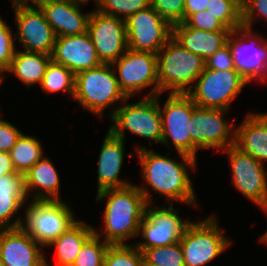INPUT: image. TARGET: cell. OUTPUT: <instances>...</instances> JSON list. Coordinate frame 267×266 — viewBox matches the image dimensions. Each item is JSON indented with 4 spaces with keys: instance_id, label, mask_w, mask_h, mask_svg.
<instances>
[{
    "instance_id": "cell-30",
    "label": "cell",
    "mask_w": 267,
    "mask_h": 266,
    "mask_svg": "<svg viewBox=\"0 0 267 266\" xmlns=\"http://www.w3.org/2000/svg\"><path fill=\"white\" fill-rule=\"evenodd\" d=\"M206 10L231 31L242 25L241 0H210Z\"/></svg>"
},
{
    "instance_id": "cell-4",
    "label": "cell",
    "mask_w": 267,
    "mask_h": 266,
    "mask_svg": "<svg viewBox=\"0 0 267 266\" xmlns=\"http://www.w3.org/2000/svg\"><path fill=\"white\" fill-rule=\"evenodd\" d=\"M74 99L101 117L107 106L116 101L126 102L129 97L120 89L113 66L102 64L75 75Z\"/></svg>"
},
{
    "instance_id": "cell-44",
    "label": "cell",
    "mask_w": 267,
    "mask_h": 266,
    "mask_svg": "<svg viewBox=\"0 0 267 266\" xmlns=\"http://www.w3.org/2000/svg\"><path fill=\"white\" fill-rule=\"evenodd\" d=\"M261 243H265L267 244V231L262 235V237L260 238Z\"/></svg>"
},
{
    "instance_id": "cell-27",
    "label": "cell",
    "mask_w": 267,
    "mask_h": 266,
    "mask_svg": "<svg viewBox=\"0 0 267 266\" xmlns=\"http://www.w3.org/2000/svg\"><path fill=\"white\" fill-rule=\"evenodd\" d=\"M51 61V55L45 53L16 51L6 72L14 73L24 85L29 87L41 83Z\"/></svg>"
},
{
    "instance_id": "cell-17",
    "label": "cell",
    "mask_w": 267,
    "mask_h": 266,
    "mask_svg": "<svg viewBox=\"0 0 267 266\" xmlns=\"http://www.w3.org/2000/svg\"><path fill=\"white\" fill-rule=\"evenodd\" d=\"M14 14L21 45L27 52H41L51 55L56 34L47 22L39 6H15Z\"/></svg>"
},
{
    "instance_id": "cell-21",
    "label": "cell",
    "mask_w": 267,
    "mask_h": 266,
    "mask_svg": "<svg viewBox=\"0 0 267 266\" xmlns=\"http://www.w3.org/2000/svg\"><path fill=\"white\" fill-rule=\"evenodd\" d=\"M124 147V140L114 136L108 130L98 160L97 193L105 189L123 188L132 184L119 179L125 153Z\"/></svg>"
},
{
    "instance_id": "cell-19",
    "label": "cell",
    "mask_w": 267,
    "mask_h": 266,
    "mask_svg": "<svg viewBox=\"0 0 267 266\" xmlns=\"http://www.w3.org/2000/svg\"><path fill=\"white\" fill-rule=\"evenodd\" d=\"M41 247L20 227L0 229V257L3 266H45Z\"/></svg>"
},
{
    "instance_id": "cell-15",
    "label": "cell",
    "mask_w": 267,
    "mask_h": 266,
    "mask_svg": "<svg viewBox=\"0 0 267 266\" xmlns=\"http://www.w3.org/2000/svg\"><path fill=\"white\" fill-rule=\"evenodd\" d=\"M232 168L233 186L267 212V170L263 163L234 145L225 149Z\"/></svg>"
},
{
    "instance_id": "cell-26",
    "label": "cell",
    "mask_w": 267,
    "mask_h": 266,
    "mask_svg": "<svg viewBox=\"0 0 267 266\" xmlns=\"http://www.w3.org/2000/svg\"><path fill=\"white\" fill-rule=\"evenodd\" d=\"M95 233L91 225L78 220L48 246H54L57 251V261L54 266H72L84 243ZM45 266H50L45 258Z\"/></svg>"
},
{
    "instance_id": "cell-23",
    "label": "cell",
    "mask_w": 267,
    "mask_h": 266,
    "mask_svg": "<svg viewBox=\"0 0 267 266\" xmlns=\"http://www.w3.org/2000/svg\"><path fill=\"white\" fill-rule=\"evenodd\" d=\"M235 130V144L257 161H267V113H249Z\"/></svg>"
},
{
    "instance_id": "cell-5",
    "label": "cell",
    "mask_w": 267,
    "mask_h": 266,
    "mask_svg": "<svg viewBox=\"0 0 267 266\" xmlns=\"http://www.w3.org/2000/svg\"><path fill=\"white\" fill-rule=\"evenodd\" d=\"M25 210L26 226L22 220L19 227L42 247H48L78 221L61 200L33 199Z\"/></svg>"
},
{
    "instance_id": "cell-20",
    "label": "cell",
    "mask_w": 267,
    "mask_h": 266,
    "mask_svg": "<svg viewBox=\"0 0 267 266\" xmlns=\"http://www.w3.org/2000/svg\"><path fill=\"white\" fill-rule=\"evenodd\" d=\"M82 0H46L39 5L57 37L80 35L87 32L91 13L80 11Z\"/></svg>"
},
{
    "instance_id": "cell-8",
    "label": "cell",
    "mask_w": 267,
    "mask_h": 266,
    "mask_svg": "<svg viewBox=\"0 0 267 266\" xmlns=\"http://www.w3.org/2000/svg\"><path fill=\"white\" fill-rule=\"evenodd\" d=\"M246 84L236 70L204 68L194 84V91L191 89L187 95L198 107L228 110L232 100Z\"/></svg>"
},
{
    "instance_id": "cell-2",
    "label": "cell",
    "mask_w": 267,
    "mask_h": 266,
    "mask_svg": "<svg viewBox=\"0 0 267 266\" xmlns=\"http://www.w3.org/2000/svg\"><path fill=\"white\" fill-rule=\"evenodd\" d=\"M137 156L142 166L144 182L158 193L165 196L168 201H180L187 204H196V196L192 187L187 168L195 169L196 159L187 154L180 153L183 163L162 156L145 147H137ZM170 199V200H169Z\"/></svg>"
},
{
    "instance_id": "cell-22",
    "label": "cell",
    "mask_w": 267,
    "mask_h": 266,
    "mask_svg": "<svg viewBox=\"0 0 267 266\" xmlns=\"http://www.w3.org/2000/svg\"><path fill=\"white\" fill-rule=\"evenodd\" d=\"M230 32L231 30L208 32L187 27L183 23L172 26V38L193 54L201 56L205 61L227 44Z\"/></svg>"
},
{
    "instance_id": "cell-7",
    "label": "cell",
    "mask_w": 267,
    "mask_h": 266,
    "mask_svg": "<svg viewBox=\"0 0 267 266\" xmlns=\"http://www.w3.org/2000/svg\"><path fill=\"white\" fill-rule=\"evenodd\" d=\"M179 242L185 266H203L223 253L231 243L222 234L214 216L199 223L191 222Z\"/></svg>"
},
{
    "instance_id": "cell-46",
    "label": "cell",
    "mask_w": 267,
    "mask_h": 266,
    "mask_svg": "<svg viewBox=\"0 0 267 266\" xmlns=\"http://www.w3.org/2000/svg\"><path fill=\"white\" fill-rule=\"evenodd\" d=\"M0 266H3V263H2L1 257H0Z\"/></svg>"
},
{
    "instance_id": "cell-28",
    "label": "cell",
    "mask_w": 267,
    "mask_h": 266,
    "mask_svg": "<svg viewBox=\"0 0 267 266\" xmlns=\"http://www.w3.org/2000/svg\"><path fill=\"white\" fill-rule=\"evenodd\" d=\"M9 154L15 171L25 175L43 157V149L37 138L22 134Z\"/></svg>"
},
{
    "instance_id": "cell-6",
    "label": "cell",
    "mask_w": 267,
    "mask_h": 266,
    "mask_svg": "<svg viewBox=\"0 0 267 266\" xmlns=\"http://www.w3.org/2000/svg\"><path fill=\"white\" fill-rule=\"evenodd\" d=\"M157 96L145 97L137 103L124 104L109 113V131L124 140L125 131L161 143L162 117Z\"/></svg>"
},
{
    "instance_id": "cell-25",
    "label": "cell",
    "mask_w": 267,
    "mask_h": 266,
    "mask_svg": "<svg viewBox=\"0 0 267 266\" xmlns=\"http://www.w3.org/2000/svg\"><path fill=\"white\" fill-rule=\"evenodd\" d=\"M24 184L27 196L30 191H36L34 200H61L59 174L49 158L43 156L27 171L24 175Z\"/></svg>"
},
{
    "instance_id": "cell-47",
    "label": "cell",
    "mask_w": 267,
    "mask_h": 266,
    "mask_svg": "<svg viewBox=\"0 0 267 266\" xmlns=\"http://www.w3.org/2000/svg\"><path fill=\"white\" fill-rule=\"evenodd\" d=\"M143 266H151V265H149V264H146V263L144 262Z\"/></svg>"
},
{
    "instance_id": "cell-41",
    "label": "cell",
    "mask_w": 267,
    "mask_h": 266,
    "mask_svg": "<svg viewBox=\"0 0 267 266\" xmlns=\"http://www.w3.org/2000/svg\"><path fill=\"white\" fill-rule=\"evenodd\" d=\"M210 0H185L184 20L191 14L205 11Z\"/></svg>"
},
{
    "instance_id": "cell-13",
    "label": "cell",
    "mask_w": 267,
    "mask_h": 266,
    "mask_svg": "<svg viewBox=\"0 0 267 266\" xmlns=\"http://www.w3.org/2000/svg\"><path fill=\"white\" fill-rule=\"evenodd\" d=\"M128 49L158 53L172 37V25L150 5L125 20Z\"/></svg>"
},
{
    "instance_id": "cell-12",
    "label": "cell",
    "mask_w": 267,
    "mask_h": 266,
    "mask_svg": "<svg viewBox=\"0 0 267 266\" xmlns=\"http://www.w3.org/2000/svg\"><path fill=\"white\" fill-rule=\"evenodd\" d=\"M146 204L144 217L139 225V233L144 238V242H138L136 247L143 252L145 249L153 247L167 246L180 241L187 226L191 223L183 221L178 216V210H174L172 205L163 207H150Z\"/></svg>"
},
{
    "instance_id": "cell-3",
    "label": "cell",
    "mask_w": 267,
    "mask_h": 266,
    "mask_svg": "<svg viewBox=\"0 0 267 266\" xmlns=\"http://www.w3.org/2000/svg\"><path fill=\"white\" fill-rule=\"evenodd\" d=\"M157 59L159 95L168 89L169 93L187 94L205 68L201 56L182 47L172 37L157 53Z\"/></svg>"
},
{
    "instance_id": "cell-38",
    "label": "cell",
    "mask_w": 267,
    "mask_h": 266,
    "mask_svg": "<svg viewBox=\"0 0 267 266\" xmlns=\"http://www.w3.org/2000/svg\"><path fill=\"white\" fill-rule=\"evenodd\" d=\"M241 4L242 25L251 28L256 13L262 15L267 20V0H241Z\"/></svg>"
},
{
    "instance_id": "cell-42",
    "label": "cell",
    "mask_w": 267,
    "mask_h": 266,
    "mask_svg": "<svg viewBox=\"0 0 267 266\" xmlns=\"http://www.w3.org/2000/svg\"><path fill=\"white\" fill-rule=\"evenodd\" d=\"M5 174H20L17 173L13 167L10 154L8 152L0 151V176Z\"/></svg>"
},
{
    "instance_id": "cell-11",
    "label": "cell",
    "mask_w": 267,
    "mask_h": 266,
    "mask_svg": "<svg viewBox=\"0 0 267 266\" xmlns=\"http://www.w3.org/2000/svg\"><path fill=\"white\" fill-rule=\"evenodd\" d=\"M251 29L250 27L240 25L230 32L227 39L235 70L247 83L258 78L265 81L267 78V39L262 38L259 34L252 33ZM236 34L240 37H236ZM257 40H259L258 42L261 41V43L256 44L258 43ZM251 45L252 47L250 48Z\"/></svg>"
},
{
    "instance_id": "cell-43",
    "label": "cell",
    "mask_w": 267,
    "mask_h": 266,
    "mask_svg": "<svg viewBox=\"0 0 267 266\" xmlns=\"http://www.w3.org/2000/svg\"><path fill=\"white\" fill-rule=\"evenodd\" d=\"M32 5L39 6L41 3L45 2L46 0H31ZM29 0H12L13 7L15 6H29Z\"/></svg>"
},
{
    "instance_id": "cell-1",
    "label": "cell",
    "mask_w": 267,
    "mask_h": 266,
    "mask_svg": "<svg viewBox=\"0 0 267 266\" xmlns=\"http://www.w3.org/2000/svg\"><path fill=\"white\" fill-rule=\"evenodd\" d=\"M151 196L144 186L129 185L105 189L97 193L96 200H106L104 214V241L110 245H126V239L139 234L146 204Z\"/></svg>"
},
{
    "instance_id": "cell-39",
    "label": "cell",
    "mask_w": 267,
    "mask_h": 266,
    "mask_svg": "<svg viewBox=\"0 0 267 266\" xmlns=\"http://www.w3.org/2000/svg\"><path fill=\"white\" fill-rule=\"evenodd\" d=\"M205 68L213 70H235L229 45L226 44L210 56L205 61Z\"/></svg>"
},
{
    "instance_id": "cell-45",
    "label": "cell",
    "mask_w": 267,
    "mask_h": 266,
    "mask_svg": "<svg viewBox=\"0 0 267 266\" xmlns=\"http://www.w3.org/2000/svg\"><path fill=\"white\" fill-rule=\"evenodd\" d=\"M3 72H4V71L0 68V85H1V81H2V79H3V78L1 77V74H3Z\"/></svg>"
},
{
    "instance_id": "cell-32",
    "label": "cell",
    "mask_w": 267,
    "mask_h": 266,
    "mask_svg": "<svg viewBox=\"0 0 267 266\" xmlns=\"http://www.w3.org/2000/svg\"><path fill=\"white\" fill-rule=\"evenodd\" d=\"M100 238L101 234L95 230L82 246L72 266H104L105 254L110 244Z\"/></svg>"
},
{
    "instance_id": "cell-35",
    "label": "cell",
    "mask_w": 267,
    "mask_h": 266,
    "mask_svg": "<svg viewBox=\"0 0 267 266\" xmlns=\"http://www.w3.org/2000/svg\"><path fill=\"white\" fill-rule=\"evenodd\" d=\"M185 0H151L153 9L172 26L184 21Z\"/></svg>"
},
{
    "instance_id": "cell-33",
    "label": "cell",
    "mask_w": 267,
    "mask_h": 266,
    "mask_svg": "<svg viewBox=\"0 0 267 266\" xmlns=\"http://www.w3.org/2000/svg\"><path fill=\"white\" fill-rule=\"evenodd\" d=\"M96 5V10L99 12L120 19L122 15L123 20H126L131 15L149 7L151 0H96Z\"/></svg>"
},
{
    "instance_id": "cell-31",
    "label": "cell",
    "mask_w": 267,
    "mask_h": 266,
    "mask_svg": "<svg viewBox=\"0 0 267 266\" xmlns=\"http://www.w3.org/2000/svg\"><path fill=\"white\" fill-rule=\"evenodd\" d=\"M144 262L151 266H185L180 242L145 249Z\"/></svg>"
},
{
    "instance_id": "cell-9",
    "label": "cell",
    "mask_w": 267,
    "mask_h": 266,
    "mask_svg": "<svg viewBox=\"0 0 267 266\" xmlns=\"http://www.w3.org/2000/svg\"><path fill=\"white\" fill-rule=\"evenodd\" d=\"M112 66L119 74L116 76L120 89L127 97L130 98L136 95L139 90L150 86L153 88L147 97L159 95L156 53L128 49Z\"/></svg>"
},
{
    "instance_id": "cell-36",
    "label": "cell",
    "mask_w": 267,
    "mask_h": 266,
    "mask_svg": "<svg viewBox=\"0 0 267 266\" xmlns=\"http://www.w3.org/2000/svg\"><path fill=\"white\" fill-rule=\"evenodd\" d=\"M15 36H13L9 25L0 17V68L6 72L16 52Z\"/></svg>"
},
{
    "instance_id": "cell-18",
    "label": "cell",
    "mask_w": 267,
    "mask_h": 266,
    "mask_svg": "<svg viewBox=\"0 0 267 266\" xmlns=\"http://www.w3.org/2000/svg\"><path fill=\"white\" fill-rule=\"evenodd\" d=\"M51 59L54 63L65 66L75 75L102 65L88 32L57 37Z\"/></svg>"
},
{
    "instance_id": "cell-24",
    "label": "cell",
    "mask_w": 267,
    "mask_h": 266,
    "mask_svg": "<svg viewBox=\"0 0 267 266\" xmlns=\"http://www.w3.org/2000/svg\"><path fill=\"white\" fill-rule=\"evenodd\" d=\"M27 200L24 175L5 174L0 176V229L18 228L22 219L10 222Z\"/></svg>"
},
{
    "instance_id": "cell-29",
    "label": "cell",
    "mask_w": 267,
    "mask_h": 266,
    "mask_svg": "<svg viewBox=\"0 0 267 266\" xmlns=\"http://www.w3.org/2000/svg\"><path fill=\"white\" fill-rule=\"evenodd\" d=\"M40 86L47 93L66 91L74 97L75 74L63 65L51 61Z\"/></svg>"
},
{
    "instance_id": "cell-16",
    "label": "cell",
    "mask_w": 267,
    "mask_h": 266,
    "mask_svg": "<svg viewBox=\"0 0 267 266\" xmlns=\"http://www.w3.org/2000/svg\"><path fill=\"white\" fill-rule=\"evenodd\" d=\"M88 34L102 64H113L127 50L125 20L92 11L88 22Z\"/></svg>"
},
{
    "instance_id": "cell-34",
    "label": "cell",
    "mask_w": 267,
    "mask_h": 266,
    "mask_svg": "<svg viewBox=\"0 0 267 266\" xmlns=\"http://www.w3.org/2000/svg\"><path fill=\"white\" fill-rule=\"evenodd\" d=\"M142 252L128 243L126 245H110L104 258V266H143Z\"/></svg>"
},
{
    "instance_id": "cell-10",
    "label": "cell",
    "mask_w": 267,
    "mask_h": 266,
    "mask_svg": "<svg viewBox=\"0 0 267 266\" xmlns=\"http://www.w3.org/2000/svg\"><path fill=\"white\" fill-rule=\"evenodd\" d=\"M226 113L227 110L218 108L196 106L193 109L189 133L193 141L195 159L199 149L219 148L225 151L235 144V130L233 131L235 124L224 120L223 116Z\"/></svg>"
},
{
    "instance_id": "cell-14",
    "label": "cell",
    "mask_w": 267,
    "mask_h": 266,
    "mask_svg": "<svg viewBox=\"0 0 267 266\" xmlns=\"http://www.w3.org/2000/svg\"><path fill=\"white\" fill-rule=\"evenodd\" d=\"M163 107V108H162ZM195 103L187 94L170 93L164 106L160 107L162 117V144L169 146L172 140L177 153L193 157V141L190 136V120Z\"/></svg>"
},
{
    "instance_id": "cell-40",
    "label": "cell",
    "mask_w": 267,
    "mask_h": 266,
    "mask_svg": "<svg viewBox=\"0 0 267 266\" xmlns=\"http://www.w3.org/2000/svg\"><path fill=\"white\" fill-rule=\"evenodd\" d=\"M21 135L17 127L0 119V151L9 153Z\"/></svg>"
},
{
    "instance_id": "cell-37",
    "label": "cell",
    "mask_w": 267,
    "mask_h": 266,
    "mask_svg": "<svg viewBox=\"0 0 267 266\" xmlns=\"http://www.w3.org/2000/svg\"><path fill=\"white\" fill-rule=\"evenodd\" d=\"M185 26L203 31L229 30L220 20L205 11L189 15L183 22Z\"/></svg>"
}]
</instances>
